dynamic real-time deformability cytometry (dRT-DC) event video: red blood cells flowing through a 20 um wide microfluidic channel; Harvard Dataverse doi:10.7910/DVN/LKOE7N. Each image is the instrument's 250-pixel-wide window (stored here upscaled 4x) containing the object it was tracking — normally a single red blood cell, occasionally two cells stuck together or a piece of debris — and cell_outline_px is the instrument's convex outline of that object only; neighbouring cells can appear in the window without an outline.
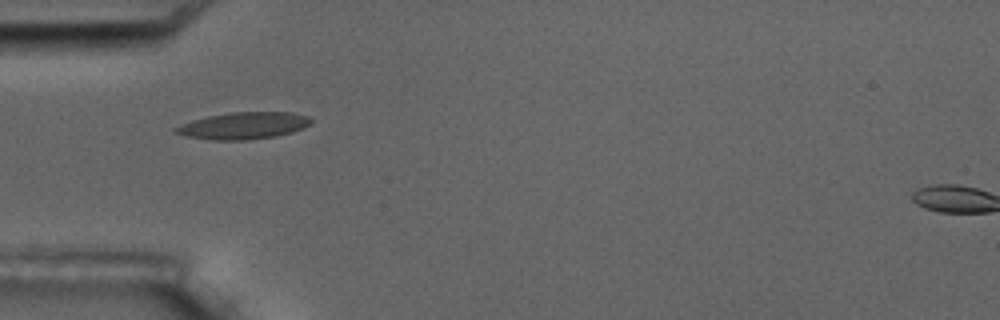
{"species": "common noctule bat (a hibernating species)", "species_latin": "Nyctalus noctula", "temperature_condition": "room temperature", "stored_images_in_passage": 2, "camera_frame_rate_fps": 3000, "um_per_image_px": 0.085, "animal": {"sex": "male", "body_mass_g": 17.5, "forearm_length_mm": 52.3}, "frame": {"image": 1, "passage_image": 1, "time_ms": 0.0, "image_size_px": [1000, 320], "cell_outline_px": [[312, 124], [304, 128], [292, 132], [276, 136], [244, 140], [212, 140], [184, 136], [176, 132], [172, 128], [180, 124], [192, 120], [208, 116], [232, 112], [292, 112], [308, 116], [312, 120]], "centroid_in_image_um": [20.7, 10.68], "position_along_channel_um": 64.3, "area_um2": 21.33}}